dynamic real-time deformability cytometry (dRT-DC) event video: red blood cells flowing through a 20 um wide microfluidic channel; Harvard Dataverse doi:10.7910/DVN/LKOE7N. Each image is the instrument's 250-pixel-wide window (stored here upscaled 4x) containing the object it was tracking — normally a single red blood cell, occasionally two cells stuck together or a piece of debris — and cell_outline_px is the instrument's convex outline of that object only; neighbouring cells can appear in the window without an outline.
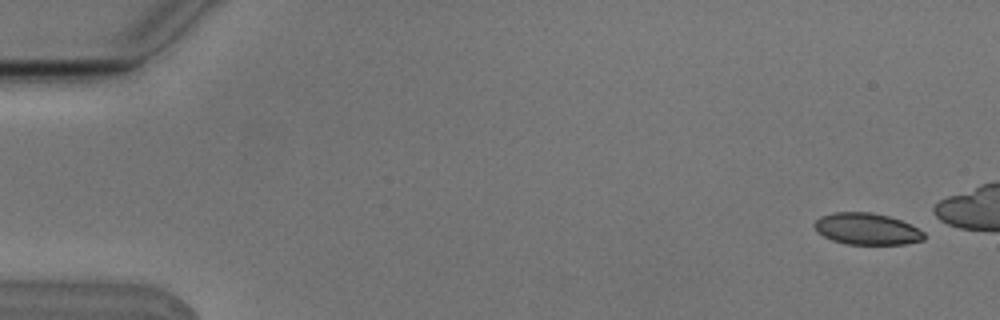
{"species": "Egyptian fruit bat (a non-hibernating species)", "species_latin": "Rousettus aegyptiacus", "temperature_condition": "cold", "stored_images_in_passage": 4, "camera_frame_rate_fps": 3000, "um_per_image_px": 0.085, "animal": {"sex": "male"}, "frame": {"image": 1, "passage_image": 1, "time_ms": 0.0, "image_size_px": [1000, 320], "cell_outline_px": [[924, 240], [904, 244], [844, 244], [832, 240], [816, 232], [812, 224], [820, 216], [832, 212], [868, 212], [888, 216], [900, 220], [924, 232]], "centroid_in_image_um": [73.62, 19.46], "position_along_channel_um": 11.4, "area_um2": 20.17}}